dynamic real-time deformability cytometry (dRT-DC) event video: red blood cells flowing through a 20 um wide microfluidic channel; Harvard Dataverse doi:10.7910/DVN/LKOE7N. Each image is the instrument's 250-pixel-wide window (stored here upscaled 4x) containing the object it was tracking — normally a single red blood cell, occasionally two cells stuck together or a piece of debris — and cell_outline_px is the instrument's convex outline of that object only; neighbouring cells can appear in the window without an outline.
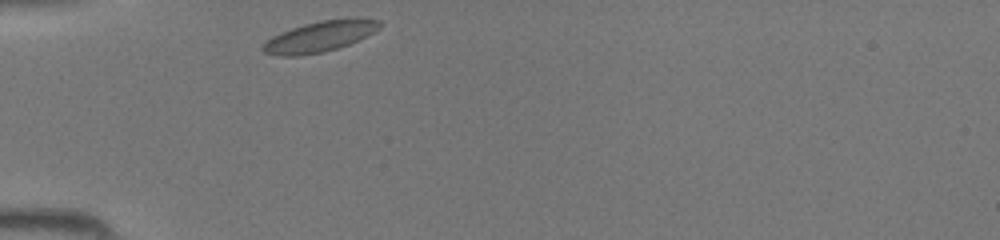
{"species": "common noctule bat (a hibernating species)", "species_latin": "Nyctalus noctula", "temperature_condition": "room temperature", "stored_images_in_passage": 25, "camera_frame_rate_fps": 3000, "um_per_image_px": 0.085, "animal": {"sex": "female", "body_mass_g": 19.5, "forearm_length_mm": 54.1}, "frame": {"image": 1, "passage_image": 1, "time_ms": 0.0, "image_size_px": [1000, 240], "cell_outline_px": [[384, 24], [380, 28], [348, 44], [324, 52], [296, 56], [280, 56], [264, 52], [260, 48], [272, 36], [280, 32], [304, 24], [320, 20], [356, 16], [380, 20]], "centroid_in_image_um": [27.22, 3.07], "position_along_channel_um": 57.8, "area_um2": 21.04}}
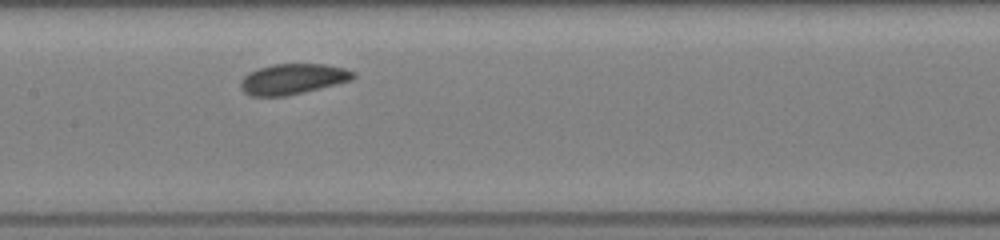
{"frame": {"image": 2, "passage_image": 10, "time_ms": 3.0, "image_size_px": [1000, 240], "cell_outline_px": [[356, 76], [352, 80], [288, 96], [252, 96], [244, 92], [240, 88], [240, 80], [248, 72], [256, 68], [272, 64], [328, 64], [344, 68], [356, 72]], "centroid_in_image_um": [24.87, 6.71], "position_along_channel_um": 182.5, "area_um2": 20.29}}
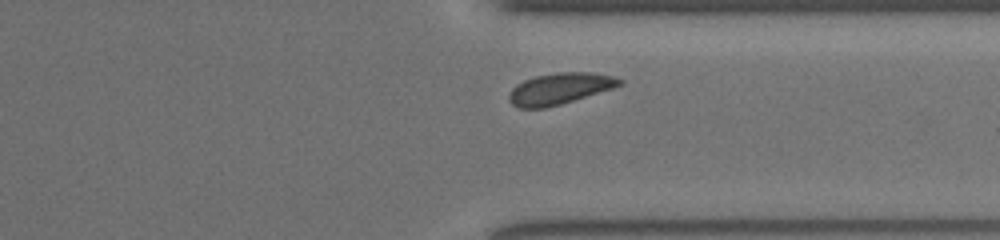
{"frame": {"image": 3, "passage_image": 22, "time_ms": 7.0, "image_size_px": [1000, 240], "cell_outline_px": [[624, 84], [612, 88], [560, 104], [544, 108], [516, 108], [508, 100], [508, 96], [512, 88], [516, 84], [524, 80], [536, 76], [556, 72], [588, 72], [612, 76], [624, 80]], "centroid_in_image_um": [47.54, 7.53], "position_along_channel_um": 363.9, "area_um2": 20.06}}